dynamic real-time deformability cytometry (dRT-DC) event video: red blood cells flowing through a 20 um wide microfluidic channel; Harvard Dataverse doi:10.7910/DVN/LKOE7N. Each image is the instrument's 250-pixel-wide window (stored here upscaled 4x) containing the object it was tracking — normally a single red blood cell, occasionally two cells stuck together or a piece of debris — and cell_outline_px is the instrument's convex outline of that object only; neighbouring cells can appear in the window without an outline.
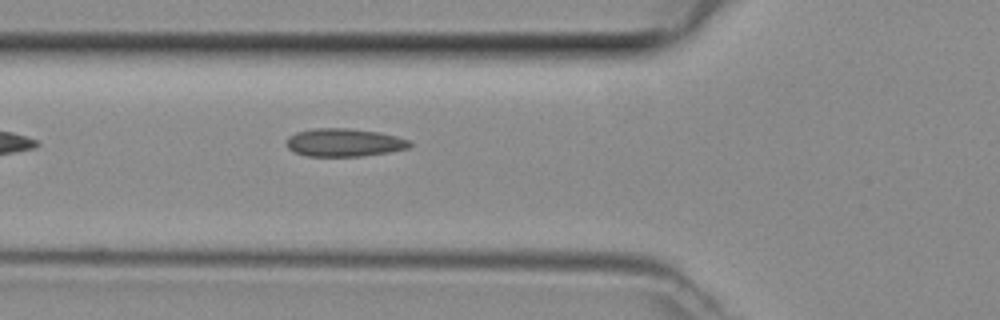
{"species": "common noctule bat (a hibernating species)", "species_latin": "Nyctalus noctula", "temperature_condition": "room temperature", "stored_images_in_passage": 30, "camera_frame_rate_fps": 3000, "um_per_image_px": 0.085, "animal": {"sex": "female", "body_mass_g": 29.2, "forearm_length_mm": 56.3}, "frame": {"image": 1, "passage_image": 4, "time_ms": 1.0, "image_size_px": [1000, 320], "cell_outline_px": [[412, 144], [408, 148], [388, 152], [364, 156], [308, 156], [296, 152], [288, 148], [288, 136], [296, 132], [312, 128], [348, 128], [380, 132], [396, 136], [408, 140]], "centroid_in_image_um": [29.26, 12.11], "position_along_channel_um": 96.5, "area_um2": 20.06}}
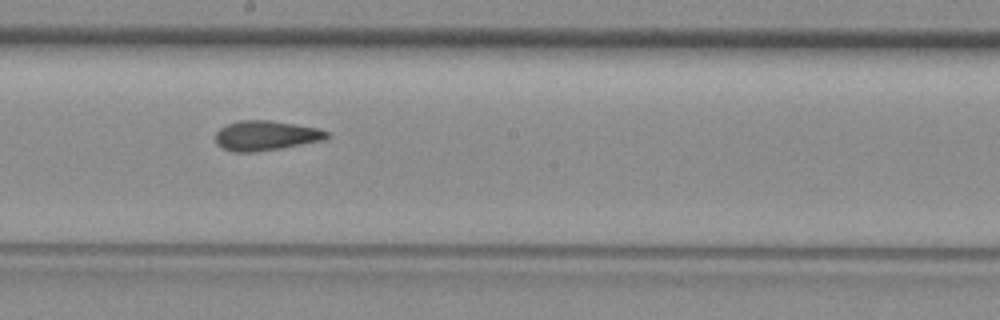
{"frame": {"image": 2, "passage_image": 13, "time_ms": 4.0, "image_size_px": [1000, 320], "cell_outline_px": [[328, 136], [324, 140], [280, 148], [256, 152], [232, 152], [224, 148], [216, 140], [216, 132], [220, 128], [228, 124], [240, 120], [268, 120], [320, 128], [328, 132]], "centroid_in_image_um": [22.61, 11.52], "position_along_channel_um": 225.6, "area_um2": 19.13}}
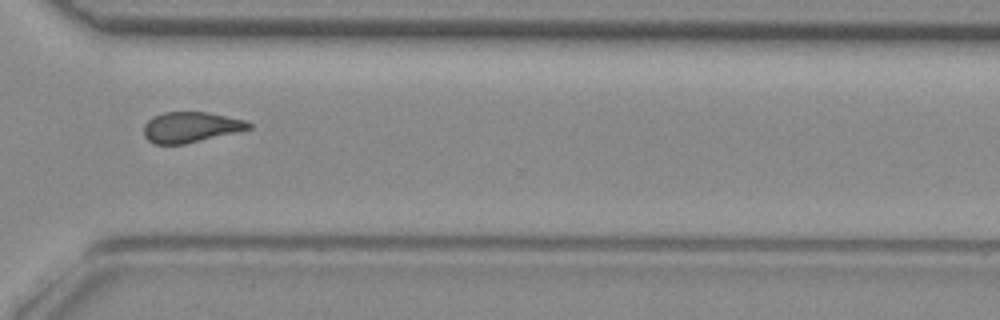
{"frame": {"image": 3, "passage_image": 22, "time_ms": 7.0, "image_size_px": [1000, 320], "cell_outline_px": [[252, 128], [236, 132], [184, 144], [156, 144], [148, 140], [144, 136], [144, 124], [148, 120], [164, 112], [208, 112], [244, 120], [252, 124]], "centroid_in_image_um": [16.2, 10.81], "position_along_channel_um": 354.4, "area_um2": 18.44}}